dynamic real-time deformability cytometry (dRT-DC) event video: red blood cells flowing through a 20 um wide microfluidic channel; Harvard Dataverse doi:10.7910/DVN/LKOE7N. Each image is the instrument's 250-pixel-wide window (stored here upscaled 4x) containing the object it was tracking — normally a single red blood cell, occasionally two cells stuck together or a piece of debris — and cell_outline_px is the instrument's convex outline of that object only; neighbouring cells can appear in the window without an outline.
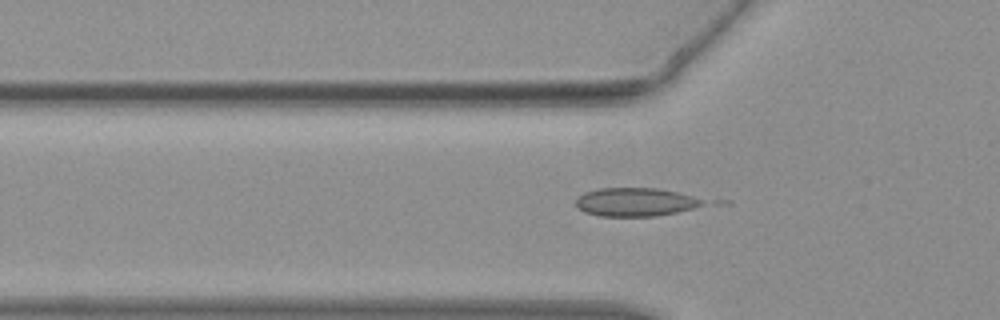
{"species": "common noctule bat (a hibernating species)", "species_latin": "Nyctalus noctula", "temperature_condition": "warm", "stored_images_in_passage": 42, "camera_frame_rate_fps": 3000, "um_per_image_px": 0.085, "animal": {"sex": "female", "body_mass_g": 19.3, "forearm_length_mm": 54.1}, "frame": {"image": 1, "passage_image": 15, "time_ms": 4.667, "image_size_px": [1000, 320], "cell_outline_px": [[704, 204], [692, 208], [676, 212], [656, 216], [600, 216], [584, 212], [576, 208], [576, 196], [584, 192], [596, 188], [656, 188], [676, 192], [692, 196], [700, 200]], "centroid_in_image_um": [53.89, 17.17], "position_along_channel_um": 71.9, "area_um2": 20.98}}
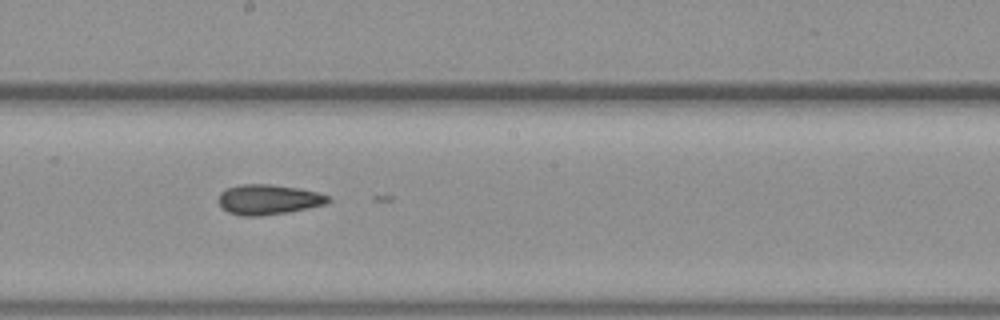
{"frame": {"image": 2, "passage_image": 25, "time_ms": 8.0, "image_size_px": [1000, 320], "cell_outline_px": [[332, 200], [324, 204], [308, 208], [288, 212], [260, 216], [240, 216], [228, 212], [216, 200], [220, 192], [228, 188], [240, 184], [268, 184], [300, 188], [316, 192], [328, 196]], "centroid_in_image_um": [22.78, 16.96], "position_along_channel_um": 225.4, "area_um2": 19.25}}
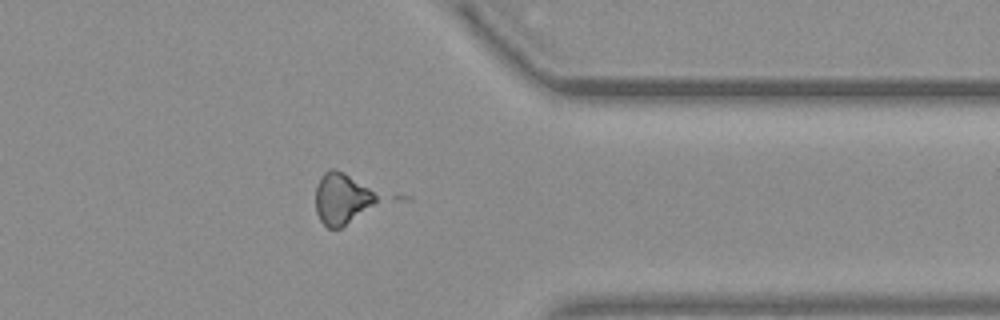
{"frame": {"image": 3, "passage_image": 36, "time_ms": 11.667, "image_size_px": [1000, 320], "cell_outline_px": [[380, 200], [340, 228], [328, 228], [320, 220], [316, 212], [316, 184], [320, 176], [328, 168], [332, 168], [344, 172], [380, 196]], "centroid_in_image_um": [29.03, 16.86], "position_along_channel_um": 382.4, "area_um2": 18.21}}